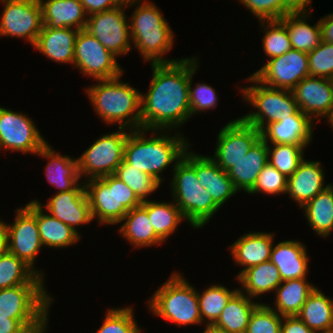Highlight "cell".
I'll return each instance as SVG.
<instances>
[{"instance_id":"cell-1","label":"cell","mask_w":333,"mask_h":333,"mask_svg":"<svg viewBox=\"0 0 333 333\" xmlns=\"http://www.w3.org/2000/svg\"><path fill=\"white\" fill-rule=\"evenodd\" d=\"M150 65L149 90L141 93V129L176 131L191 118V57L169 64Z\"/></svg>"},{"instance_id":"cell-2","label":"cell","mask_w":333,"mask_h":333,"mask_svg":"<svg viewBox=\"0 0 333 333\" xmlns=\"http://www.w3.org/2000/svg\"><path fill=\"white\" fill-rule=\"evenodd\" d=\"M147 132H152V135L146 136ZM169 132L172 133V130H131L124 147V160L163 184L162 181L166 179L162 178L163 171L171 165L174 169L191 148L183 133L177 130L171 135Z\"/></svg>"},{"instance_id":"cell-3","label":"cell","mask_w":333,"mask_h":333,"mask_svg":"<svg viewBox=\"0 0 333 333\" xmlns=\"http://www.w3.org/2000/svg\"><path fill=\"white\" fill-rule=\"evenodd\" d=\"M122 76L95 80L97 83L85 88V93L103 123L138 130L141 129V91L123 82Z\"/></svg>"},{"instance_id":"cell-4","label":"cell","mask_w":333,"mask_h":333,"mask_svg":"<svg viewBox=\"0 0 333 333\" xmlns=\"http://www.w3.org/2000/svg\"><path fill=\"white\" fill-rule=\"evenodd\" d=\"M132 6L136 7L128 20L132 47L141 54L142 60L151 64H169L184 59L165 56L173 48L175 39L159 7L150 0H140L128 8Z\"/></svg>"},{"instance_id":"cell-5","label":"cell","mask_w":333,"mask_h":333,"mask_svg":"<svg viewBox=\"0 0 333 333\" xmlns=\"http://www.w3.org/2000/svg\"><path fill=\"white\" fill-rule=\"evenodd\" d=\"M191 151L189 148L172 169L170 189L172 200L180 208L186 223L196 230L207 225L220 207L200 185L195 172V152Z\"/></svg>"},{"instance_id":"cell-6","label":"cell","mask_w":333,"mask_h":333,"mask_svg":"<svg viewBox=\"0 0 333 333\" xmlns=\"http://www.w3.org/2000/svg\"><path fill=\"white\" fill-rule=\"evenodd\" d=\"M179 271L169 278L148 298L150 312L177 327L201 325L197 290Z\"/></svg>"},{"instance_id":"cell-7","label":"cell","mask_w":333,"mask_h":333,"mask_svg":"<svg viewBox=\"0 0 333 333\" xmlns=\"http://www.w3.org/2000/svg\"><path fill=\"white\" fill-rule=\"evenodd\" d=\"M52 301L44 284L0 289V317L18 319L32 333H47Z\"/></svg>"},{"instance_id":"cell-8","label":"cell","mask_w":333,"mask_h":333,"mask_svg":"<svg viewBox=\"0 0 333 333\" xmlns=\"http://www.w3.org/2000/svg\"><path fill=\"white\" fill-rule=\"evenodd\" d=\"M93 221L101 225H118L129 210L142 204L121 179L114 174L84 181Z\"/></svg>"},{"instance_id":"cell-9","label":"cell","mask_w":333,"mask_h":333,"mask_svg":"<svg viewBox=\"0 0 333 333\" xmlns=\"http://www.w3.org/2000/svg\"><path fill=\"white\" fill-rule=\"evenodd\" d=\"M246 81L251 84L242 88L240 86L239 91L243 101L246 105L253 106L254 111L241 118L260 132L271 122L296 114L300 110L292 91L265 86L252 74Z\"/></svg>"},{"instance_id":"cell-10","label":"cell","mask_w":333,"mask_h":333,"mask_svg":"<svg viewBox=\"0 0 333 333\" xmlns=\"http://www.w3.org/2000/svg\"><path fill=\"white\" fill-rule=\"evenodd\" d=\"M130 130L118 128L101 135L78 158L79 175L83 181L114 174L124 160V147Z\"/></svg>"},{"instance_id":"cell-11","label":"cell","mask_w":333,"mask_h":333,"mask_svg":"<svg viewBox=\"0 0 333 333\" xmlns=\"http://www.w3.org/2000/svg\"><path fill=\"white\" fill-rule=\"evenodd\" d=\"M14 212V221L11 224L6 222L8 251L23 260L38 275L44 278L45 271L35 268L36 256L43 247L36 221V202L30 201L15 209Z\"/></svg>"},{"instance_id":"cell-12","label":"cell","mask_w":333,"mask_h":333,"mask_svg":"<svg viewBox=\"0 0 333 333\" xmlns=\"http://www.w3.org/2000/svg\"><path fill=\"white\" fill-rule=\"evenodd\" d=\"M28 115L0 106V149L36 155L48 142Z\"/></svg>"},{"instance_id":"cell-13","label":"cell","mask_w":333,"mask_h":333,"mask_svg":"<svg viewBox=\"0 0 333 333\" xmlns=\"http://www.w3.org/2000/svg\"><path fill=\"white\" fill-rule=\"evenodd\" d=\"M117 57L85 29L79 30L75 41L73 66L95 80L112 79L124 73Z\"/></svg>"},{"instance_id":"cell-14","label":"cell","mask_w":333,"mask_h":333,"mask_svg":"<svg viewBox=\"0 0 333 333\" xmlns=\"http://www.w3.org/2000/svg\"><path fill=\"white\" fill-rule=\"evenodd\" d=\"M127 8L117 6L87 16L85 30L116 57L125 56L132 50L129 18L125 14Z\"/></svg>"},{"instance_id":"cell-15","label":"cell","mask_w":333,"mask_h":333,"mask_svg":"<svg viewBox=\"0 0 333 333\" xmlns=\"http://www.w3.org/2000/svg\"><path fill=\"white\" fill-rule=\"evenodd\" d=\"M0 36L23 38L32 47L42 30V11L38 0H0Z\"/></svg>"},{"instance_id":"cell-16","label":"cell","mask_w":333,"mask_h":333,"mask_svg":"<svg viewBox=\"0 0 333 333\" xmlns=\"http://www.w3.org/2000/svg\"><path fill=\"white\" fill-rule=\"evenodd\" d=\"M261 137V132L247 124L241 117L231 120L217 134L216 149L210 157L227 172L240 161L253 144Z\"/></svg>"},{"instance_id":"cell-17","label":"cell","mask_w":333,"mask_h":333,"mask_svg":"<svg viewBox=\"0 0 333 333\" xmlns=\"http://www.w3.org/2000/svg\"><path fill=\"white\" fill-rule=\"evenodd\" d=\"M252 75L265 86L292 91L301 80L310 76L308 54L291 49L281 56L266 59Z\"/></svg>"},{"instance_id":"cell-18","label":"cell","mask_w":333,"mask_h":333,"mask_svg":"<svg viewBox=\"0 0 333 333\" xmlns=\"http://www.w3.org/2000/svg\"><path fill=\"white\" fill-rule=\"evenodd\" d=\"M300 111L306 114L315 125L333 116V80L307 76L292 90ZM317 121V122H316Z\"/></svg>"},{"instance_id":"cell-19","label":"cell","mask_w":333,"mask_h":333,"mask_svg":"<svg viewBox=\"0 0 333 333\" xmlns=\"http://www.w3.org/2000/svg\"><path fill=\"white\" fill-rule=\"evenodd\" d=\"M31 201L38 202L41 207H44L45 212L70 226L79 235L81 233L77 227L90 224L93 221L84 181L80 182L73 190L54 193L48 198L45 205L41 204L39 200Z\"/></svg>"},{"instance_id":"cell-20","label":"cell","mask_w":333,"mask_h":333,"mask_svg":"<svg viewBox=\"0 0 333 333\" xmlns=\"http://www.w3.org/2000/svg\"><path fill=\"white\" fill-rule=\"evenodd\" d=\"M275 236L273 232L251 231L229 246L233 261L236 265L243 267L235 279L248 268L270 260Z\"/></svg>"},{"instance_id":"cell-21","label":"cell","mask_w":333,"mask_h":333,"mask_svg":"<svg viewBox=\"0 0 333 333\" xmlns=\"http://www.w3.org/2000/svg\"><path fill=\"white\" fill-rule=\"evenodd\" d=\"M314 122L300 110L296 114L271 122L262 131L267 144L309 145L313 138Z\"/></svg>"},{"instance_id":"cell-22","label":"cell","mask_w":333,"mask_h":333,"mask_svg":"<svg viewBox=\"0 0 333 333\" xmlns=\"http://www.w3.org/2000/svg\"><path fill=\"white\" fill-rule=\"evenodd\" d=\"M320 161L303 159L297 170L288 178L287 195L297 203L299 209L325 190V173Z\"/></svg>"},{"instance_id":"cell-23","label":"cell","mask_w":333,"mask_h":333,"mask_svg":"<svg viewBox=\"0 0 333 333\" xmlns=\"http://www.w3.org/2000/svg\"><path fill=\"white\" fill-rule=\"evenodd\" d=\"M78 33L79 30L70 27L57 29L43 25L33 48L55 63L73 66Z\"/></svg>"},{"instance_id":"cell-24","label":"cell","mask_w":333,"mask_h":333,"mask_svg":"<svg viewBox=\"0 0 333 333\" xmlns=\"http://www.w3.org/2000/svg\"><path fill=\"white\" fill-rule=\"evenodd\" d=\"M195 172L200 185L206 188L220 208L230 197L238 193L227 172L209 155L195 153Z\"/></svg>"},{"instance_id":"cell-25","label":"cell","mask_w":333,"mask_h":333,"mask_svg":"<svg viewBox=\"0 0 333 333\" xmlns=\"http://www.w3.org/2000/svg\"><path fill=\"white\" fill-rule=\"evenodd\" d=\"M305 245L294 239L273 245L270 261L279 270L282 281L307 278L310 258Z\"/></svg>"},{"instance_id":"cell-26","label":"cell","mask_w":333,"mask_h":333,"mask_svg":"<svg viewBox=\"0 0 333 333\" xmlns=\"http://www.w3.org/2000/svg\"><path fill=\"white\" fill-rule=\"evenodd\" d=\"M47 159L45 174L48 183L57 188V192L73 190L81 181L77 158L61 155L47 143L36 156Z\"/></svg>"},{"instance_id":"cell-27","label":"cell","mask_w":333,"mask_h":333,"mask_svg":"<svg viewBox=\"0 0 333 333\" xmlns=\"http://www.w3.org/2000/svg\"><path fill=\"white\" fill-rule=\"evenodd\" d=\"M268 163V147L265 140L260 137L248 151L246 156L235 163L227 171L235 189L246 194L254 187L259 173Z\"/></svg>"},{"instance_id":"cell-28","label":"cell","mask_w":333,"mask_h":333,"mask_svg":"<svg viewBox=\"0 0 333 333\" xmlns=\"http://www.w3.org/2000/svg\"><path fill=\"white\" fill-rule=\"evenodd\" d=\"M38 1L41 5L42 22L46 27L85 29L87 15L79 0Z\"/></svg>"},{"instance_id":"cell-29","label":"cell","mask_w":333,"mask_h":333,"mask_svg":"<svg viewBox=\"0 0 333 333\" xmlns=\"http://www.w3.org/2000/svg\"><path fill=\"white\" fill-rule=\"evenodd\" d=\"M119 224L121 226L118 233L135 249L158 246L164 243L155 233L147 210L142 205L129 210Z\"/></svg>"},{"instance_id":"cell-30","label":"cell","mask_w":333,"mask_h":333,"mask_svg":"<svg viewBox=\"0 0 333 333\" xmlns=\"http://www.w3.org/2000/svg\"><path fill=\"white\" fill-rule=\"evenodd\" d=\"M310 11H292L280 19L287 27V33L292 49L309 53L322 42L320 22L309 25L307 20L312 18ZM310 13V14H309ZM310 15V16H309Z\"/></svg>"},{"instance_id":"cell-31","label":"cell","mask_w":333,"mask_h":333,"mask_svg":"<svg viewBox=\"0 0 333 333\" xmlns=\"http://www.w3.org/2000/svg\"><path fill=\"white\" fill-rule=\"evenodd\" d=\"M236 281L242 286L239 290L243 294L256 300L262 294L275 293L282 279L277 267L269 260L248 268Z\"/></svg>"},{"instance_id":"cell-32","label":"cell","mask_w":333,"mask_h":333,"mask_svg":"<svg viewBox=\"0 0 333 333\" xmlns=\"http://www.w3.org/2000/svg\"><path fill=\"white\" fill-rule=\"evenodd\" d=\"M297 316L315 333H333V299L319 287L307 297Z\"/></svg>"},{"instance_id":"cell-33","label":"cell","mask_w":333,"mask_h":333,"mask_svg":"<svg viewBox=\"0 0 333 333\" xmlns=\"http://www.w3.org/2000/svg\"><path fill=\"white\" fill-rule=\"evenodd\" d=\"M260 304L238 290L212 325L228 333H245L254 309Z\"/></svg>"},{"instance_id":"cell-34","label":"cell","mask_w":333,"mask_h":333,"mask_svg":"<svg viewBox=\"0 0 333 333\" xmlns=\"http://www.w3.org/2000/svg\"><path fill=\"white\" fill-rule=\"evenodd\" d=\"M36 221L43 247L66 248L76 245L82 237L64 222L54 218L48 212L45 213L38 202H36Z\"/></svg>"},{"instance_id":"cell-35","label":"cell","mask_w":333,"mask_h":333,"mask_svg":"<svg viewBox=\"0 0 333 333\" xmlns=\"http://www.w3.org/2000/svg\"><path fill=\"white\" fill-rule=\"evenodd\" d=\"M315 288L307 278L282 281L274 293V305H268L281 316H295Z\"/></svg>"},{"instance_id":"cell-36","label":"cell","mask_w":333,"mask_h":333,"mask_svg":"<svg viewBox=\"0 0 333 333\" xmlns=\"http://www.w3.org/2000/svg\"><path fill=\"white\" fill-rule=\"evenodd\" d=\"M301 209L315 235L329 237L333 232V185L319 192Z\"/></svg>"},{"instance_id":"cell-37","label":"cell","mask_w":333,"mask_h":333,"mask_svg":"<svg viewBox=\"0 0 333 333\" xmlns=\"http://www.w3.org/2000/svg\"><path fill=\"white\" fill-rule=\"evenodd\" d=\"M148 213V217L155 233L166 243L167 238L176 232L179 225L186 222L180 208L171 199L170 201L146 200L141 204Z\"/></svg>"},{"instance_id":"cell-38","label":"cell","mask_w":333,"mask_h":333,"mask_svg":"<svg viewBox=\"0 0 333 333\" xmlns=\"http://www.w3.org/2000/svg\"><path fill=\"white\" fill-rule=\"evenodd\" d=\"M44 279L9 251L0 255V289L21 284H45Z\"/></svg>"},{"instance_id":"cell-39","label":"cell","mask_w":333,"mask_h":333,"mask_svg":"<svg viewBox=\"0 0 333 333\" xmlns=\"http://www.w3.org/2000/svg\"><path fill=\"white\" fill-rule=\"evenodd\" d=\"M202 293L197 291L200 315L205 326L213 325L219 318L229 299L239 290H229L219 283L208 285Z\"/></svg>"},{"instance_id":"cell-40","label":"cell","mask_w":333,"mask_h":333,"mask_svg":"<svg viewBox=\"0 0 333 333\" xmlns=\"http://www.w3.org/2000/svg\"><path fill=\"white\" fill-rule=\"evenodd\" d=\"M308 146L309 145L267 144L268 162L281 174L289 178L305 158L304 150Z\"/></svg>"},{"instance_id":"cell-41","label":"cell","mask_w":333,"mask_h":333,"mask_svg":"<svg viewBox=\"0 0 333 333\" xmlns=\"http://www.w3.org/2000/svg\"><path fill=\"white\" fill-rule=\"evenodd\" d=\"M258 22L264 32L262 48L268 60L292 49L287 27L281 20H260Z\"/></svg>"},{"instance_id":"cell-42","label":"cell","mask_w":333,"mask_h":333,"mask_svg":"<svg viewBox=\"0 0 333 333\" xmlns=\"http://www.w3.org/2000/svg\"><path fill=\"white\" fill-rule=\"evenodd\" d=\"M114 175L131 188L141 201L149 200V195L151 197L161 186L154 177L132 167L125 160L116 168Z\"/></svg>"},{"instance_id":"cell-43","label":"cell","mask_w":333,"mask_h":333,"mask_svg":"<svg viewBox=\"0 0 333 333\" xmlns=\"http://www.w3.org/2000/svg\"><path fill=\"white\" fill-rule=\"evenodd\" d=\"M200 60L196 56H191V77L189 82V104L191 117L199 113L207 112L217 107L218 94L215 88L205 83H199L193 87V76L200 67Z\"/></svg>"},{"instance_id":"cell-44","label":"cell","mask_w":333,"mask_h":333,"mask_svg":"<svg viewBox=\"0 0 333 333\" xmlns=\"http://www.w3.org/2000/svg\"><path fill=\"white\" fill-rule=\"evenodd\" d=\"M103 323L95 333H141L132 306L108 308Z\"/></svg>"},{"instance_id":"cell-45","label":"cell","mask_w":333,"mask_h":333,"mask_svg":"<svg viewBox=\"0 0 333 333\" xmlns=\"http://www.w3.org/2000/svg\"><path fill=\"white\" fill-rule=\"evenodd\" d=\"M287 187L288 178L268 162L259 173L254 187L247 194L283 195L287 193Z\"/></svg>"},{"instance_id":"cell-46","label":"cell","mask_w":333,"mask_h":333,"mask_svg":"<svg viewBox=\"0 0 333 333\" xmlns=\"http://www.w3.org/2000/svg\"><path fill=\"white\" fill-rule=\"evenodd\" d=\"M283 316L261 302L253 311L245 333H281Z\"/></svg>"},{"instance_id":"cell-47","label":"cell","mask_w":333,"mask_h":333,"mask_svg":"<svg viewBox=\"0 0 333 333\" xmlns=\"http://www.w3.org/2000/svg\"><path fill=\"white\" fill-rule=\"evenodd\" d=\"M260 20H280L293 10L283 0H238Z\"/></svg>"},{"instance_id":"cell-48","label":"cell","mask_w":333,"mask_h":333,"mask_svg":"<svg viewBox=\"0 0 333 333\" xmlns=\"http://www.w3.org/2000/svg\"><path fill=\"white\" fill-rule=\"evenodd\" d=\"M310 76L333 80V44L322 41L308 53Z\"/></svg>"},{"instance_id":"cell-49","label":"cell","mask_w":333,"mask_h":333,"mask_svg":"<svg viewBox=\"0 0 333 333\" xmlns=\"http://www.w3.org/2000/svg\"><path fill=\"white\" fill-rule=\"evenodd\" d=\"M281 333H315L297 315L283 316Z\"/></svg>"},{"instance_id":"cell-50","label":"cell","mask_w":333,"mask_h":333,"mask_svg":"<svg viewBox=\"0 0 333 333\" xmlns=\"http://www.w3.org/2000/svg\"><path fill=\"white\" fill-rule=\"evenodd\" d=\"M87 16L113 9L118 5L114 0H79Z\"/></svg>"},{"instance_id":"cell-51","label":"cell","mask_w":333,"mask_h":333,"mask_svg":"<svg viewBox=\"0 0 333 333\" xmlns=\"http://www.w3.org/2000/svg\"><path fill=\"white\" fill-rule=\"evenodd\" d=\"M0 333H32L20 320L0 317Z\"/></svg>"},{"instance_id":"cell-52","label":"cell","mask_w":333,"mask_h":333,"mask_svg":"<svg viewBox=\"0 0 333 333\" xmlns=\"http://www.w3.org/2000/svg\"><path fill=\"white\" fill-rule=\"evenodd\" d=\"M322 30V41L333 44V13L319 19Z\"/></svg>"},{"instance_id":"cell-53","label":"cell","mask_w":333,"mask_h":333,"mask_svg":"<svg viewBox=\"0 0 333 333\" xmlns=\"http://www.w3.org/2000/svg\"><path fill=\"white\" fill-rule=\"evenodd\" d=\"M293 11L312 10V0H283ZM310 6V8L308 7ZM308 7V8H307Z\"/></svg>"},{"instance_id":"cell-54","label":"cell","mask_w":333,"mask_h":333,"mask_svg":"<svg viewBox=\"0 0 333 333\" xmlns=\"http://www.w3.org/2000/svg\"><path fill=\"white\" fill-rule=\"evenodd\" d=\"M8 251V229L6 222L0 218V255Z\"/></svg>"},{"instance_id":"cell-55","label":"cell","mask_w":333,"mask_h":333,"mask_svg":"<svg viewBox=\"0 0 333 333\" xmlns=\"http://www.w3.org/2000/svg\"><path fill=\"white\" fill-rule=\"evenodd\" d=\"M203 333H228V332L220 330L212 325H209L204 327Z\"/></svg>"},{"instance_id":"cell-56","label":"cell","mask_w":333,"mask_h":333,"mask_svg":"<svg viewBox=\"0 0 333 333\" xmlns=\"http://www.w3.org/2000/svg\"><path fill=\"white\" fill-rule=\"evenodd\" d=\"M140 0H114V2L118 5V6H131L132 4L138 2Z\"/></svg>"},{"instance_id":"cell-57","label":"cell","mask_w":333,"mask_h":333,"mask_svg":"<svg viewBox=\"0 0 333 333\" xmlns=\"http://www.w3.org/2000/svg\"><path fill=\"white\" fill-rule=\"evenodd\" d=\"M329 126L333 129V116L332 118L328 121Z\"/></svg>"}]
</instances>
